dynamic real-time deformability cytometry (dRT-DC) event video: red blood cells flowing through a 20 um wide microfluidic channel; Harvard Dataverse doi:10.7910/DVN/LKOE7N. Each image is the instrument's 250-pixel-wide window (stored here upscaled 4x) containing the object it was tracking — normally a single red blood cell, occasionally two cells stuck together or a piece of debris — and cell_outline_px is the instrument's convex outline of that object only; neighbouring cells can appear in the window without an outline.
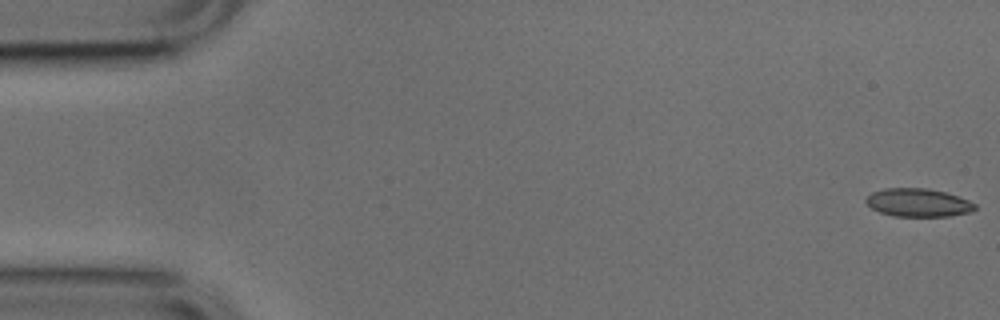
{"species": "common noctule bat (a hibernating species)", "species_latin": "Nyctalus noctula", "temperature_condition": "cold", "stored_images_in_passage": 53, "segment_of_instrument_passage": [1, 2], "camera_frame_rate_fps": 3000, "um_per_image_px": 0.085, "animal": {"sex": "male", "body_mass_g": 17.9, "forearm_length_mm": 54.2}, "frame": {"image": 1, "passage_image": 1, "time_ms": 0.0, "image_size_px": [1000, 320], "cell_outline_px": [[976, 208], [968, 212], [948, 216], [892, 216], [880, 212], [872, 208], [864, 200], [872, 192], [884, 188], [928, 188], [944, 192], [968, 200], [976, 204]], "centroid_in_image_um": [78.01, 17.22], "position_along_channel_um": 7.0, "area_um2": 17.74}}
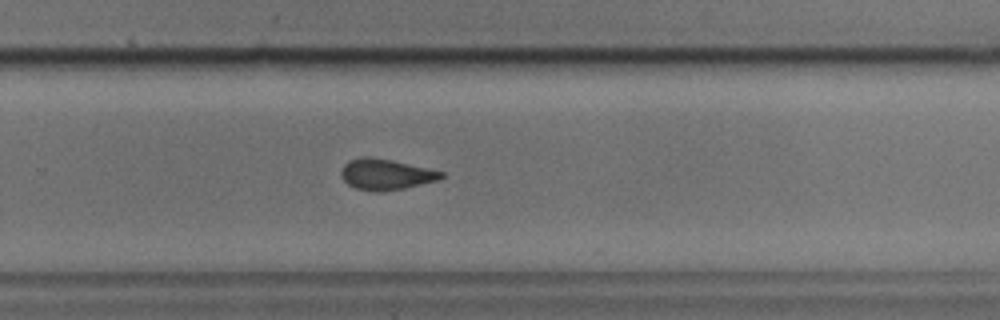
{"frame": {"image": 2, "passage_image": 34, "time_ms": 11.0, "image_size_px": [1000, 320], "cell_outline_px": [[444, 176], [436, 180], [404, 188], [380, 192], [372, 192], [356, 188], [348, 184], [344, 180], [340, 172], [344, 164], [348, 160], [364, 156], [368, 156], [392, 160], [428, 168], [444, 172]], "centroid_in_image_um": [32.76, 14.81], "position_along_channel_um": 297.0, "area_um2": 17.92}}
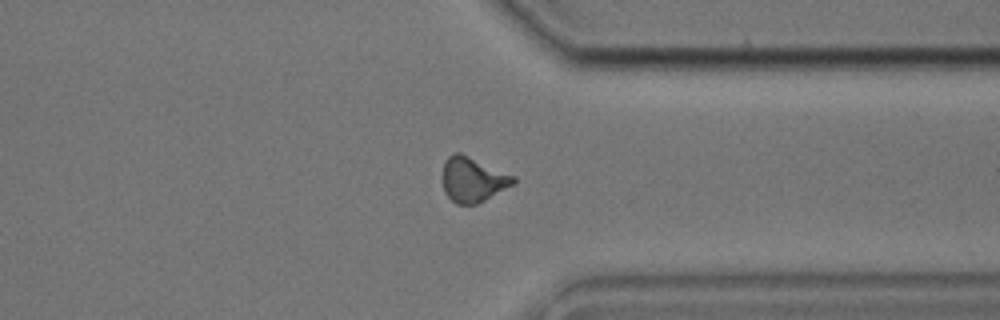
{"frame": {"image": 3, "passage_image": 40, "time_ms": 13.0, "image_size_px": [1000, 320], "cell_outline_px": [[516, 180], [512, 184], [484, 200], [476, 204], [456, 204], [444, 192], [440, 176], [444, 160], [448, 156], [456, 152], [460, 152], [516, 176]], "centroid_in_image_um": [40.12, 15.24], "position_along_channel_um": 371.3, "area_um2": 18.67}}